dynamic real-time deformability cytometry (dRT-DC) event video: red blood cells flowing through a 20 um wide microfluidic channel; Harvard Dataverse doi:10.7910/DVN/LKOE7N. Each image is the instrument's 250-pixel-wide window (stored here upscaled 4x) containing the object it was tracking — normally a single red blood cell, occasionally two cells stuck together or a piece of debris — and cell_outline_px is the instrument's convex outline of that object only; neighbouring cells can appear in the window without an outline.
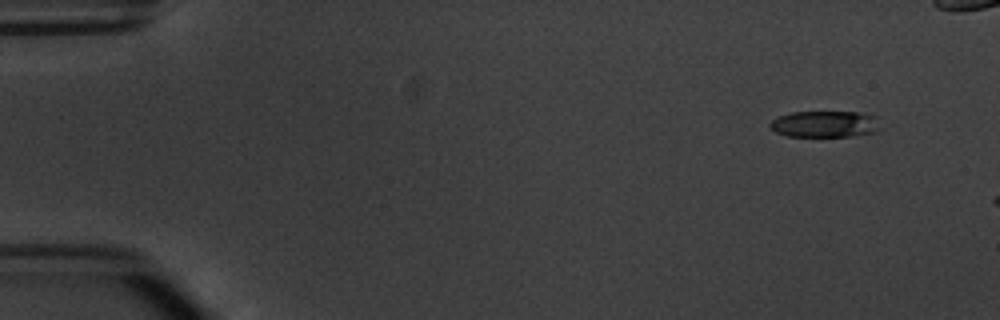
{"species": "common noctule bat (a hibernating species)", "species_latin": "Nyctalus noctula", "temperature_condition": "warm", "stored_images_in_passage": 3, "camera_frame_rate_fps": 3000, "um_per_image_px": 0.085, "animal": {"sex": "male", "body_mass_g": 20.1, "forearm_length_mm": 53.5}, "frame": {"image": 1, "passage_image": 1, "time_ms": 0.0, "image_size_px": [1000, 320], "cell_outline_px": [[884, 128], [876, 132], [848, 136], [788, 136], [776, 132], [768, 124], [772, 120], [780, 116], [792, 112], [856, 112], [876, 116]], "centroid_in_image_um": [70.18, 10.54], "position_along_channel_um": 14.8, "area_um2": 17.05}}